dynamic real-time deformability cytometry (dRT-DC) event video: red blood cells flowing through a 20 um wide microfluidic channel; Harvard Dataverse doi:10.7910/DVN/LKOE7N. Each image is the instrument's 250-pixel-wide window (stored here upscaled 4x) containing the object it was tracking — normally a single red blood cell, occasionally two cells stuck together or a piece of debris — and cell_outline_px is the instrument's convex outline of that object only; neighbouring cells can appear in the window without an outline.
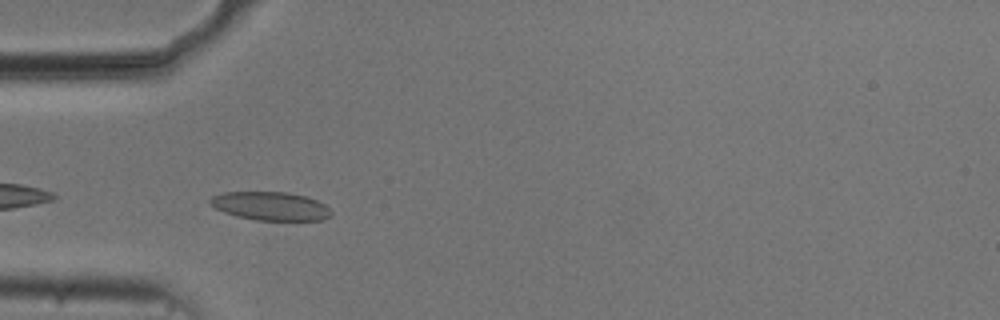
{"species": "common noctule bat (a hibernating species)", "species_latin": "Nyctalus noctula", "temperature_condition": "cold", "stored_images_in_passage": 39, "camera_frame_rate_fps": 3000, "um_per_image_px": 0.085, "animal": {"sex": "male", "body_mass_g": 20.5, "forearm_length_mm": 52.5}, "frame": {"image": 1, "passage_image": 2, "time_ms": 0.333, "image_size_px": [1000, 320], "cell_outline_px": [[332, 212], [328, 216], [320, 220], [256, 220], [236, 216], [224, 212], [208, 204], [208, 200], [212, 196], [224, 192], [288, 192], [304, 196], [316, 200], [324, 204]], "centroid_in_image_um": [22.94, 17.51], "position_along_channel_um": 62.1, "area_um2": 20.0}}
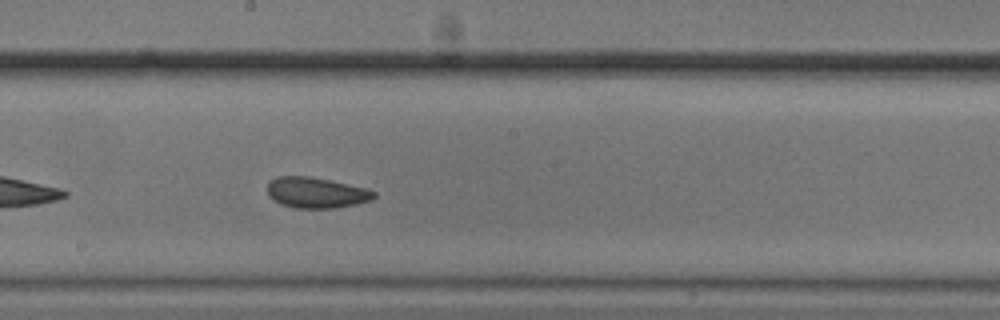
{"frame": {"image": 2, "passage_image": 15, "time_ms": 4.667, "image_size_px": [1000, 320], "cell_outline_px": [[376, 196], [372, 200], [356, 204], [336, 208], [296, 208], [280, 204], [272, 200], [268, 196], [268, 184], [276, 176], [308, 176], [328, 180], [364, 188], [376, 192]], "centroid_in_image_um": [26.85, 16.39], "position_along_channel_um": 221.3, "area_um2": 19.02}}
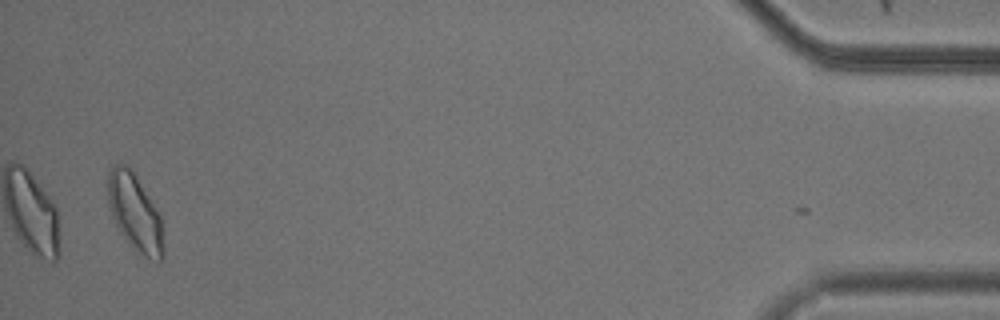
{"frame": {"image": 3, "passage_image": 38, "time_ms": 12.333, "image_size_px": [1000, 320], "cell_outline_px": [[164, 256], [156, 264], [144, 256], [120, 232], [112, 216], [108, 204], [108, 172], [116, 164], [128, 164], [132, 168], [156, 208], [160, 216], [164, 244]], "centroid_in_image_um": [11.49, 18.06], "position_along_channel_um": 423.7, "area_um2": 24.8}, "authors_computed_cell_mechanics": {"area_um2": 19.3052, "velocity_mm_per_s": 3.7054, "shape_relaxation_time_tau1_ms": 2.4488, "shape_relaxation_time_tau2_ms": 1.7171, "deformation_change_tau1": 0.0889, "deformation_change_tau2": 0.0771}}